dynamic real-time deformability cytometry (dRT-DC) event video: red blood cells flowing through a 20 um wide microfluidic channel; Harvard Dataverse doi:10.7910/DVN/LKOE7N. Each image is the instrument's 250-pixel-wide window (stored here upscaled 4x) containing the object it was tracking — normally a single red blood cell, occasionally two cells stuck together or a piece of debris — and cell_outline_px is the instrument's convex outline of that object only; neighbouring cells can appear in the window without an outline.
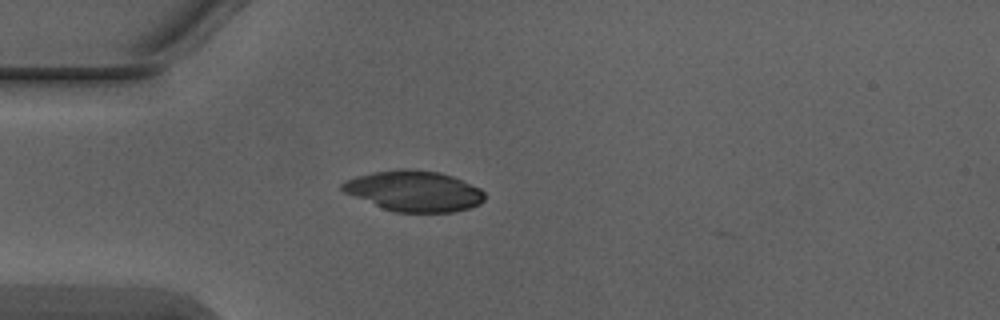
{"species": "Egyptian fruit bat (a non-hibernating species)", "species_latin": "Rousettus aegyptiacus", "temperature_condition": "warm", "stored_images_in_passage": 1, "camera_frame_rate_fps": 3000, "um_per_image_px": 0.085, "animal": {"sex": "male"}, "frame": {"image": 1, "passage_image": 1, "time_ms": 0.0, "image_size_px": [1000, 320], "cell_outline_px": [[484, 200], [480, 204], [468, 208], [452, 212], [396, 212], [384, 208], [344, 192], [340, 188], [340, 184], [344, 180], [372, 172], [400, 168], [412, 168], [440, 172], [464, 180], [480, 188], [484, 192]], "centroid_in_image_um": [35.21, 16.22], "position_along_channel_um": 49.8, "area_um2": 33.76}}